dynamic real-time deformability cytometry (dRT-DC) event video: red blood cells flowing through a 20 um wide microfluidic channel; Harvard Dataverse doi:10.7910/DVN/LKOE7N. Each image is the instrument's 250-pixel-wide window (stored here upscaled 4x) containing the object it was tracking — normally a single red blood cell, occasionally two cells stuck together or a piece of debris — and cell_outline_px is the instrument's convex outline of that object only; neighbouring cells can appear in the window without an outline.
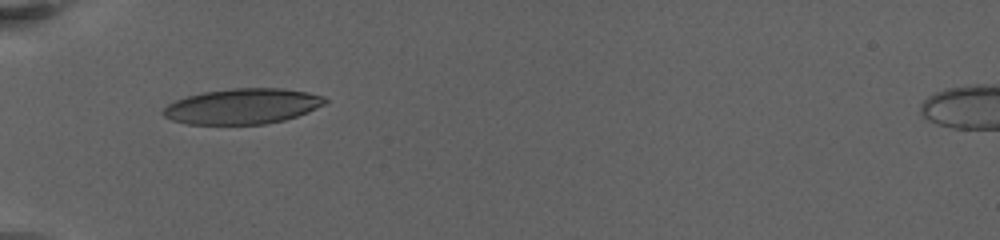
{"species": "human", "species_latin": "Homo sapiens", "temperature_condition": "warm", "stored_images_in_passage": 30, "camera_frame_rate_fps": 3000, "um_per_image_px": 0.085, "donor": {"sex": "female"}, "frame": {"image": 1, "passage_image": 1, "time_ms": 0.0, "image_size_px": [1000, 240], "cell_outline_px": [[328, 100], [324, 104], [308, 112], [284, 120], [264, 124], [188, 124], [172, 120], [164, 116], [160, 112], [168, 104], [176, 100], [188, 96], [204, 92], [232, 88], [284, 88], [308, 92], [324, 96]], "centroid_in_image_um": [20.62, 9.03], "position_along_channel_um": 64.4, "area_um2": 33.41}}
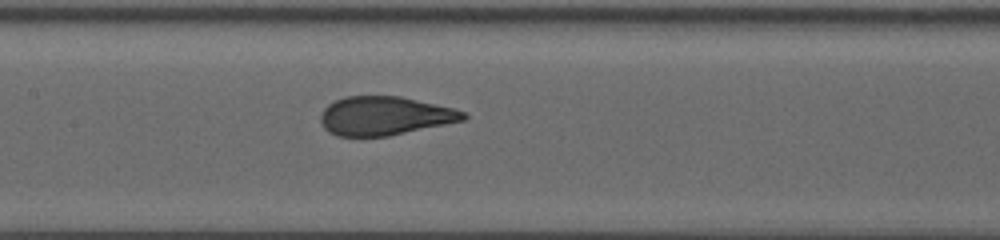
{"frame": {"image": 2, "passage_image": 13, "time_ms": 3.667, "image_size_px": [1000, 240], "cell_outline_px": [[468, 116], [464, 120], [388, 136], [336, 136], [328, 132], [324, 128], [320, 120], [320, 116], [324, 108], [328, 104], [344, 96], [400, 96], [452, 108], [464, 112]], "centroid_in_image_um": [32.65, 9.85], "position_along_channel_um": 174.7, "area_um2": 32.02}}
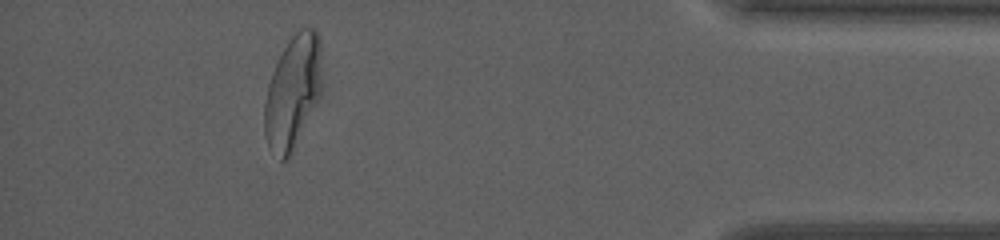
{"frame": {"image": 3, "passage_image": 27, "time_ms": 12.333, "image_size_px": [1000, 240], "cell_outline_px": [[320, 48], [316, 96], [292, 152], [288, 160], [280, 160], [268, 148], [264, 132], [264, 104], [268, 84], [272, 72], [288, 40], [300, 28], [316, 28], [320, 40]], "centroid_in_image_um": [24.79, 7.82], "position_along_channel_um": 410.4, "area_um2": 36.13}, "authors_computed_cell_mechanics": {"area_um2": 33.4951, "velocity_mm_per_s": 3.2141, "shape_relaxation_time_tau1_ms": 6.2687, "shape_relaxation_time_tau2_ms": null, "deformation_change_tau1": 0.2351, "deformation_change_tau2": null}}